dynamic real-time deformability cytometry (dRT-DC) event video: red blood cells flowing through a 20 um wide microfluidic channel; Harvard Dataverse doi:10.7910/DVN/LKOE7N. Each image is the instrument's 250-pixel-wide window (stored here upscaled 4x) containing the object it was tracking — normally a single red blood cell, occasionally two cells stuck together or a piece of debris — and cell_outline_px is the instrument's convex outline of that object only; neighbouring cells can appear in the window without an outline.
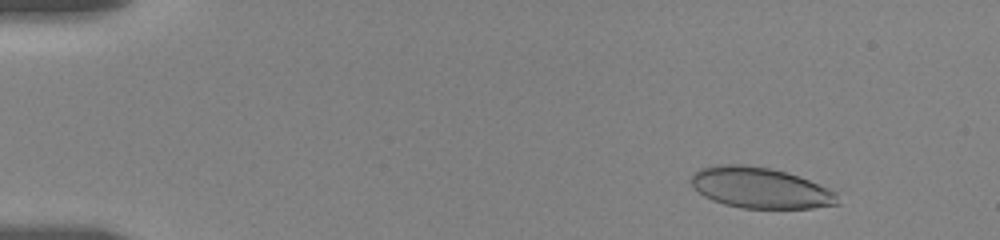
{"species": "human", "species_latin": "Homo sapiens", "temperature_condition": "room temperature", "stored_images_in_passage": 10, "camera_frame_rate_fps": 3000, "um_per_image_px": 0.085, "donor": {"sex": "female"}, "frame": {"image": 1, "passage_image": 4, "time_ms": 2.0, "image_size_px": [1000, 240], "cell_outline_px": [[840, 204], [812, 208], [740, 208], [724, 204], [712, 200], [704, 196], [692, 184], [692, 176], [700, 168], [716, 164], [744, 164], [768, 168], [784, 172], [808, 180], [828, 188], [836, 192]], "centroid_in_image_um": [64.62, 15.97], "position_along_channel_um": 20.4, "area_um2": 34.56}}